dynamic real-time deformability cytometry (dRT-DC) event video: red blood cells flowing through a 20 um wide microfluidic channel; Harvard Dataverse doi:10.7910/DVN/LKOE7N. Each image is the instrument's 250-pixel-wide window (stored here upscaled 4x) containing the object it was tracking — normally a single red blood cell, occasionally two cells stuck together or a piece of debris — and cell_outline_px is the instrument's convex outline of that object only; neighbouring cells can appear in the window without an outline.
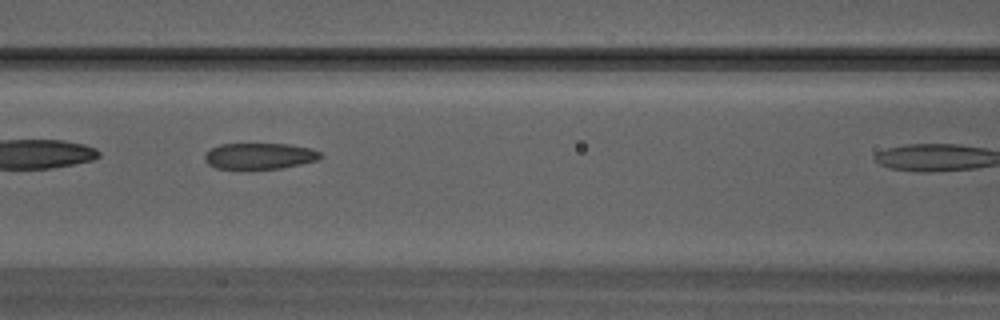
{"species": "Egyptian fruit bat (a non-hibernating species)", "species_latin": "Rousettus aegyptiacus", "temperature_condition": "warm", "stored_images_in_passage": 7, "camera_frame_rate_fps": 3000, "um_per_image_px": 0.085, "animal": {"sex": "male"}, "frame": {"image": 1, "passage_image": 5, "time_ms": 1.333, "image_size_px": [1000, 320], "cell_outline_px": [[324, 156], [320, 160], [280, 168], [216, 168], [208, 164], [204, 160], [204, 156], [212, 148], [220, 144], [288, 144], [312, 148], [320, 152]], "centroid_in_image_um": [22.12, 13.25], "position_along_channel_um": 144.5, "area_um2": 17.51}}